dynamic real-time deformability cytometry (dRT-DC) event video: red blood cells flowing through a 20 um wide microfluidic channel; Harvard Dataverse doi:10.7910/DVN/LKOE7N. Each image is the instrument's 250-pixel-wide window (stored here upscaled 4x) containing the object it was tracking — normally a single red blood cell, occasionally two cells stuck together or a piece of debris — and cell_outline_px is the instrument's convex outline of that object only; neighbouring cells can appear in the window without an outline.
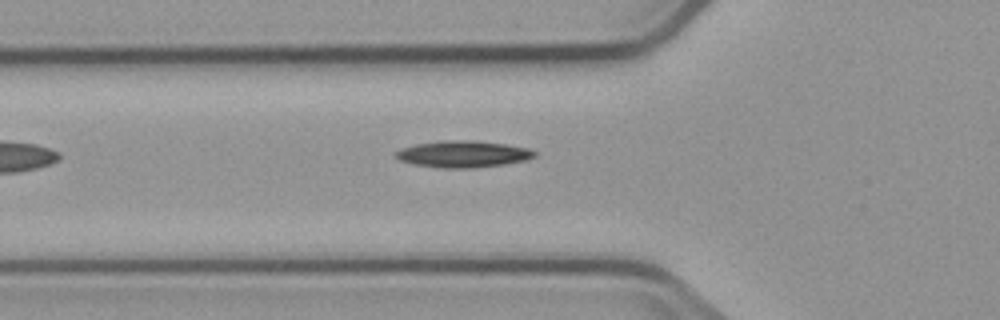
{"species": "common noctule bat (a hibernating species)", "species_latin": "Nyctalus noctula", "temperature_condition": "cold", "stored_images_in_passage": 6, "camera_frame_rate_fps": 3000, "um_per_image_px": 0.085, "animal": {"sex": "male", "body_mass_g": 23.1, "forearm_length_mm": 52.7}, "frame": {"image": 1, "passage_image": 6, "time_ms": 6.0, "image_size_px": [1000, 320], "cell_outline_px": [[536, 156], [524, 160], [504, 164], [468, 168], [444, 168], [416, 164], [400, 160], [396, 156], [396, 152], [404, 148], [416, 144], [444, 140], [476, 140], [504, 144], [528, 148], [536, 152]], "centroid_in_image_um": [39.39, 13.08], "position_along_channel_um": 86.4, "area_um2": 21.15}}